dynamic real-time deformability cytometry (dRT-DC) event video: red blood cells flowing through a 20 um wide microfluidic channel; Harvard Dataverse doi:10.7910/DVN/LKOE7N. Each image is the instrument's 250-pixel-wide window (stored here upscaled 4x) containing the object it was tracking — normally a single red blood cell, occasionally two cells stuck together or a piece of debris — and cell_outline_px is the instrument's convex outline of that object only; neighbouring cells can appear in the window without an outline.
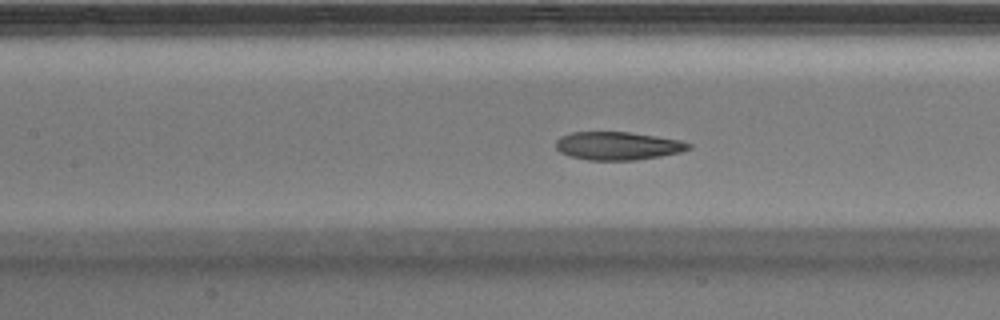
{"species": "Egyptian fruit bat (a non-hibernating species)", "species_latin": "Rousettus aegyptiacus", "temperature_condition": "warm", "stored_images_in_passage": 52, "camera_frame_rate_fps": 3000, "um_per_image_px": 0.085, "animal": {"sex": "male"}, "frame": {"image": 1, "passage_image": 23, "time_ms": 7.333, "image_size_px": [1000, 320], "cell_outline_px": [[692, 148], [680, 152], [660, 156], [636, 160], [588, 160], [572, 156], [560, 152], [556, 148], [556, 140], [560, 136], [572, 132], [628, 132], [656, 136], [680, 140], [692, 144]], "centroid_in_image_um": [52.52, 12.39], "position_along_channel_um": 154.9, "area_um2": 21.73}}
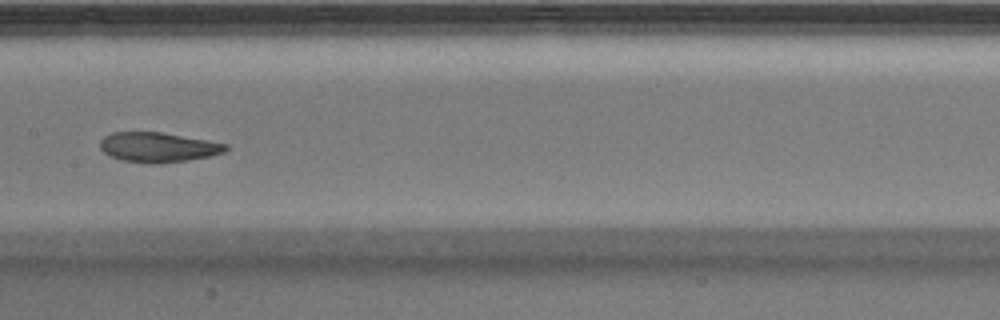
{"frame": {"image": 2, "passage_image": 26, "time_ms": 8.333, "image_size_px": [1000, 320], "cell_outline_px": [[228, 148], [224, 152], [208, 156], [188, 160], [160, 164], [148, 164], [124, 160], [112, 156], [104, 152], [100, 148], [100, 140], [104, 136], [112, 132], [160, 132], [208, 140], [228, 144]], "centroid_in_image_um": [13.43, 12.51], "position_along_channel_um": 194.0, "area_um2": 21.79}}
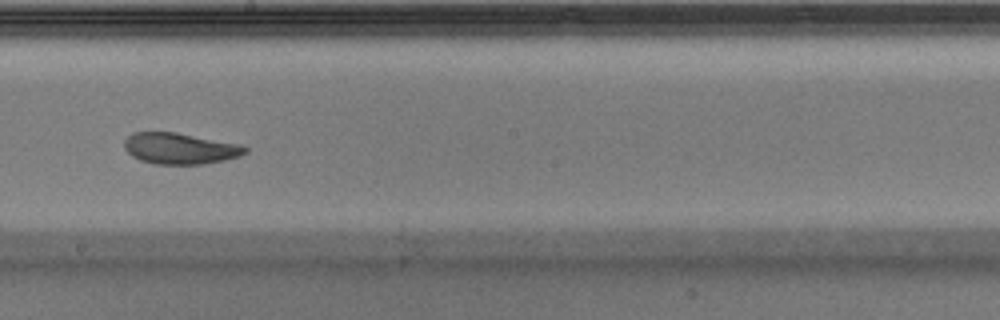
{"frame": {"image": 3, "passage_image": 29, "time_ms": 9.333, "image_size_px": [1000, 320], "cell_outline_px": [[248, 152], [240, 156], [224, 160], [204, 164], [152, 164], [140, 160], [132, 156], [124, 148], [124, 140], [132, 132], [176, 132], [240, 144], [248, 148]], "centroid_in_image_um": [15.29, 12.62], "position_along_channel_um": 232.9, "area_um2": 22.08}, "authors_computed_cell_mechanics": {"area_um2": 22.6865, "velocity_mm_per_s": 3.9086, "shape_relaxation_time_tau1_ms": 7.5499, "shape_relaxation_time_tau2_ms": 2.2026, "deformation_change_tau1": 0.206, "deformation_change_tau2": 0.0738}}